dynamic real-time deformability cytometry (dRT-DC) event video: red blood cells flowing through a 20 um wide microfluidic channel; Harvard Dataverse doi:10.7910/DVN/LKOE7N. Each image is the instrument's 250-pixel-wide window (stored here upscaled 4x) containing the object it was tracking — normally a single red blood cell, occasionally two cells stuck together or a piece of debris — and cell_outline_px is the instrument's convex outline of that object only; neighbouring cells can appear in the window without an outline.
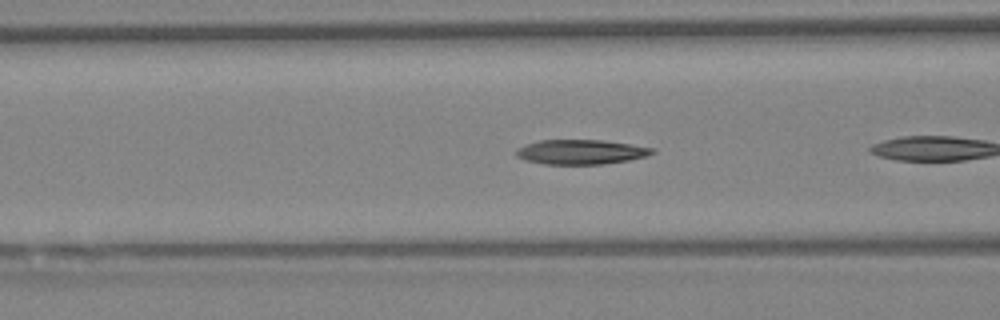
{"species": "Egyptian fruit bat (a non-hibernating species)", "species_latin": "Rousettus aegyptiacus", "temperature_condition": "warm", "stored_images_in_passage": 28, "camera_frame_rate_fps": 3000, "um_per_image_px": 0.085, "animal": {"sex": "female"}, "frame": {"image": 1, "passage_image": 5, "time_ms": 1.333, "image_size_px": [1000, 320], "cell_outline_px": [[656, 152], [648, 156], [628, 160], [604, 164], [544, 164], [524, 160], [516, 156], [516, 148], [540, 140], [604, 140], [656, 148]], "centroid_in_image_um": [49.41, 12.92], "position_along_channel_um": 117.2, "area_um2": 19.65}}
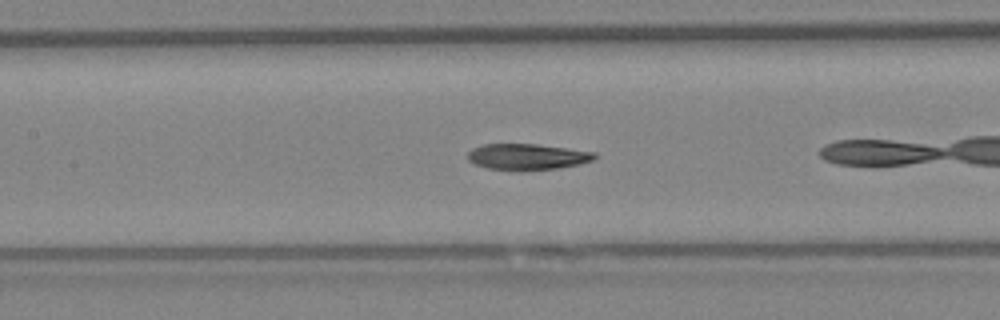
{"frame": {"image": 2, "passage_image": 9, "time_ms": 2.667, "image_size_px": [1000, 320], "cell_outline_px": [[596, 156], [592, 160], [560, 168], [520, 172], [488, 168], [476, 164], [468, 160], [468, 152], [472, 148], [484, 144], [536, 144], [596, 152]], "centroid_in_image_um": [44.79, 13.34], "position_along_channel_um": 162.6, "area_um2": 19.42}}